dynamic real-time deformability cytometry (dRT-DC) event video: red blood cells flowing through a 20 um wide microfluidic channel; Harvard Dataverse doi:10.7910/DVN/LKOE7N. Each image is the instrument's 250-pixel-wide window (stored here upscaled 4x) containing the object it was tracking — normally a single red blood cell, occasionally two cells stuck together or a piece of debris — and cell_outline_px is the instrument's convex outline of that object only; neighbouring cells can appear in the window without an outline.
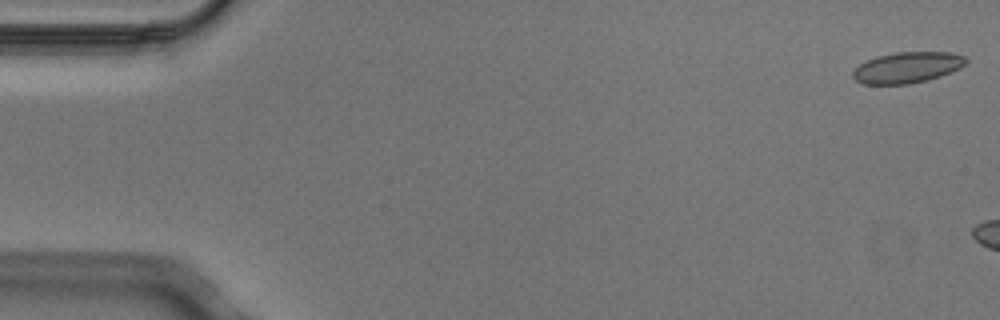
{"species": "Egyptian fruit bat (a non-hibernating species)", "species_latin": "Rousettus aegyptiacus", "temperature_condition": "cold", "stored_images_in_passage": 3, "camera_frame_rate_fps": 3000, "um_per_image_px": 0.085, "animal": {"sex": "male"}, "frame": {"image": 1, "passage_image": 1, "time_ms": 0.0, "image_size_px": [1000, 320], "cell_outline_px": [[968, 60], [960, 68], [940, 76], [928, 80], [908, 84], [864, 84], [856, 80], [852, 76], [852, 72], [860, 64], [876, 56], [896, 52], [952, 52], [964, 56]], "centroid_in_image_um": [77.12, 5.73], "position_along_channel_um": 7.9, "area_um2": 20.35}}